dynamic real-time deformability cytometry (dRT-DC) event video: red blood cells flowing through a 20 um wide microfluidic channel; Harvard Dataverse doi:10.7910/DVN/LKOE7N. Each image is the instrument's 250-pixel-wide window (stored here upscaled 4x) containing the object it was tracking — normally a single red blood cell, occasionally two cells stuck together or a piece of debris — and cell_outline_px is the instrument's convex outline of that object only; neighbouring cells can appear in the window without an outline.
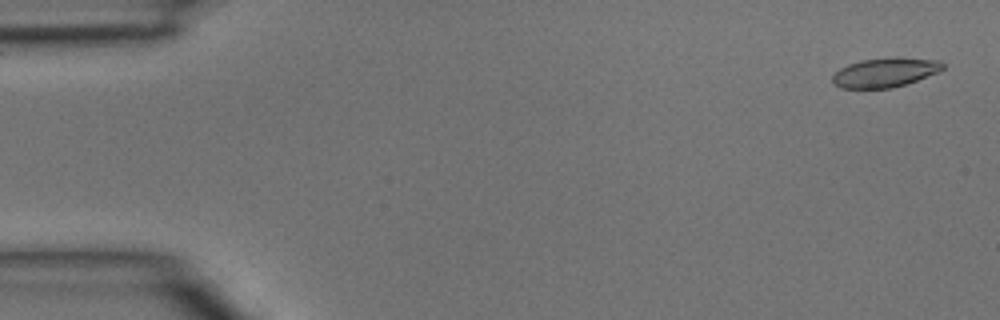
{"species": "common noctule bat (a hibernating species)", "species_latin": "Nyctalus noctula", "temperature_condition": "room temperature", "stored_images_in_passage": 4, "camera_frame_rate_fps": 3000, "um_per_image_px": 0.085, "animal": {"sex": "male", "body_mass_g": 15.6}, "frame": {"image": 1, "passage_image": 1, "time_ms": 0.0, "image_size_px": [1000, 320], "cell_outline_px": [[944, 68], [936, 72], [916, 80], [892, 88], [840, 88], [832, 84], [832, 76], [840, 68], [848, 64], [860, 60], [896, 56], [900, 56], [940, 60], [944, 64]], "centroid_in_image_um": [75.21, 6.14], "position_along_channel_um": 9.8, "area_um2": 19.02}}
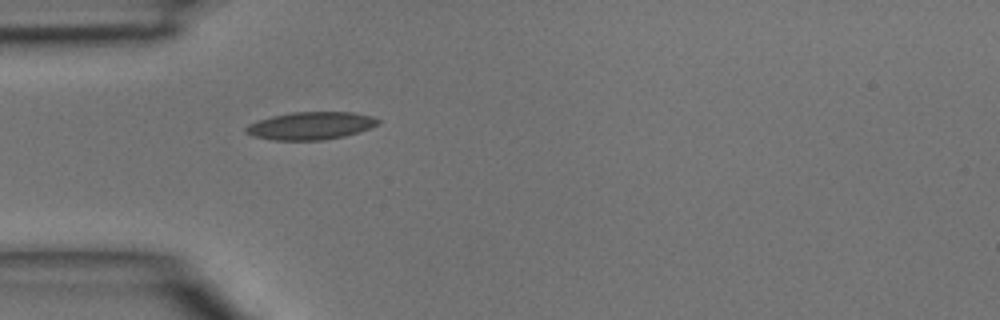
{"frame": {"image": 2, "passage_image": 4, "time_ms": 1.0, "image_size_px": [1000, 320], "cell_outline_px": [[380, 120], [376, 124], [368, 128], [344, 136], [320, 140], [276, 140], [252, 136], [244, 132], [244, 128], [248, 124], [256, 120], [272, 116], [292, 112], [352, 112], [372, 116]], "centroid_in_image_um": [26.33, 10.68], "position_along_channel_um": 58.7, "area_um2": 21.15}}